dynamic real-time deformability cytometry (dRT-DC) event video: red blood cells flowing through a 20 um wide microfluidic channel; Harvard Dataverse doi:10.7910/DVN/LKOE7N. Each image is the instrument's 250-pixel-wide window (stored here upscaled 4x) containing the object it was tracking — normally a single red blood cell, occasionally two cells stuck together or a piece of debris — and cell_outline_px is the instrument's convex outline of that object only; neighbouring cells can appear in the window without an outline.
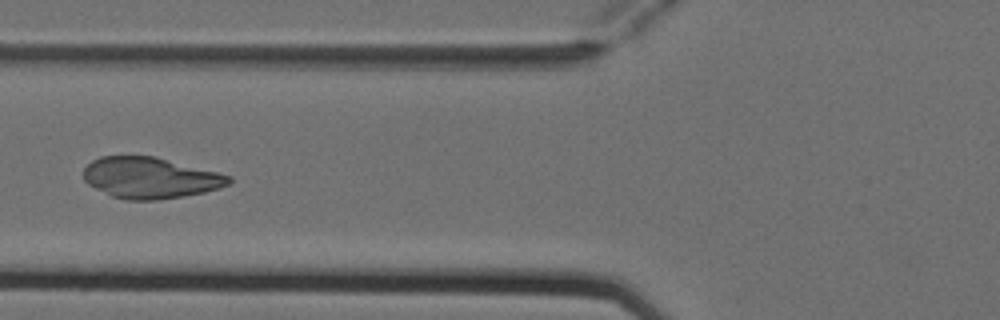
{"species": "Egyptian fruit bat (a non-hibernating species)", "species_latin": "Rousettus aegyptiacus", "temperature_condition": "cold", "stored_images_in_passage": 7, "camera_frame_rate_fps": 3000, "um_per_image_px": 0.085, "animal": {"sex": "female"}, "frame": {"image": 1, "passage_image": 5, "time_ms": 1.333, "image_size_px": [1000, 320], "cell_outline_px": [[232, 180], [228, 184], [220, 188], [204, 192], [156, 200], [124, 200], [112, 196], [88, 184], [84, 180], [84, 168], [92, 160], [100, 156], [152, 156], [232, 176]], "centroid_in_image_um": [12.74, 15.12], "position_along_channel_um": 113.1, "area_um2": 34.39}}
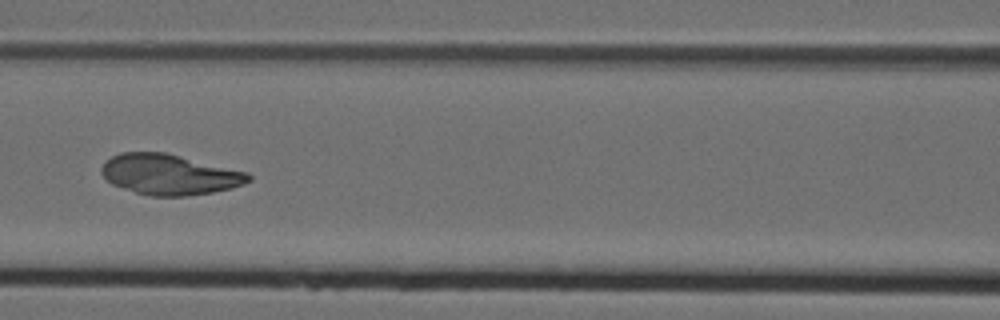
{"frame": {"image": 2, "passage_image": 6, "time_ms": 1.667, "image_size_px": [1000, 320], "cell_outline_px": [[252, 180], [244, 184], [232, 188], [212, 192], [184, 196], [152, 196], [136, 192], [112, 184], [100, 172], [100, 168], [112, 156], [120, 152], [164, 152], [248, 172], [252, 176]], "centroid_in_image_um": [14.43, 14.83], "position_along_channel_um": 152.2, "area_um2": 34.51}}
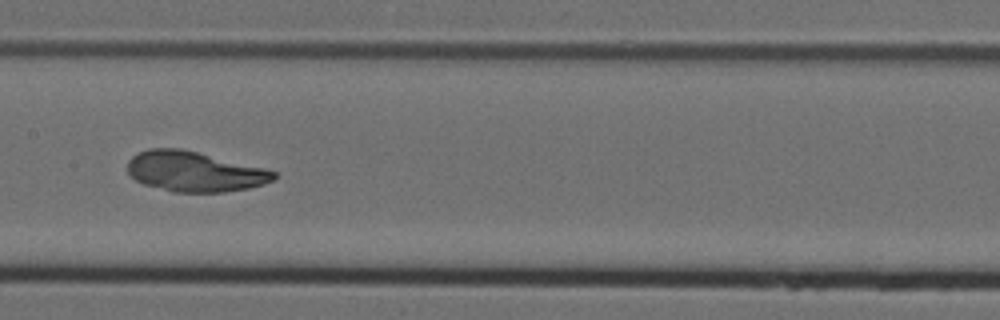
{"frame": {"image": 3, "passage_image": 7, "time_ms": 2.0, "image_size_px": [1000, 320], "cell_outline_px": [[276, 176], [272, 180], [264, 184], [248, 188], [224, 192], [172, 192], [144, 184], [136, 180], [128, 172], [128, 160], [132, 156], [148, 148], [180, 148], [264, 168], [276, 172]], "centroid_in_image_um": [16.51, 14.58], "position_along_channel_um": 190.9, "area_um2": 33.99}}